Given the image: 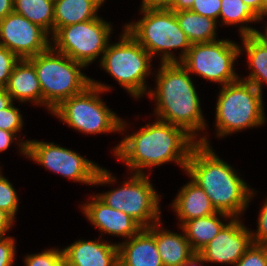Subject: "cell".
I'll return each instance as SVG.
<instances>
[{
	"instance_id": "obj_1",
	"label": "cell",
	"mask_w": 267,
	"mask_h": 266,
	"mask_svg": "<svg viewBox=\"0 0 267 266\" xmlns=\"http://www.w3.org/2000/svg\"><path fill=\"white\" fill-rule=\"evenodd\" d=\"M197 143L183 128L156 119L138 132L126 135L113 152L131 173L145 174L144 168L171 161L185 170L191 150Z\"/></svg>"
},
{
	"instance_id": "obj_2",
	"label": "cell",
	"mask_w": 267,
	"mask_h": 266,
	"mask_svg": "<svg viewBox=\"0 0 267 266\" xmlns=\"http://www.w3.org/2000/svg\"><path fill=\"white\" fill-rule=\"evenodd\" d=\"M185 172L205 191L216 211L232 218H238L256 194L231 165L213 152L206 136L192 148Z\"/></svg>"
},
{
	"instance_id": "obj_3",
	"label": "cell",
	"mask_w": 267,
	"mask_h": 266,
	"mask_svg": "<svg viewBox=\"0 0 267 266\" xmlns=\"http://www.w3.org/2000/svg\"><path fill=\"white\" fill-rule=\"evenodd\" d=\"M189 75L180 62L161 63L156 88L150 89L147 95L156 101L154 112L158 120L183 128L198 142L197 131L204 130L206 123Z\"/></svg>"
},
{
	"instance_id": "obj_4",
	"label": "cell",
	"mask_w": 267,
	"mask_h": 266,
	"mask_svg": "<svg viewBox=\"0 0 267 266\" xmlns=\"http://www.w3.org/2000/svg\"><path fill=\"white\" fill-rule=\"evenodd\" d=\"M33 63L42 91V105L52 113L64 100L79 94L91 84L81 72L85 66L50 47L29 58Z\"/></svg>"
},
{
	"instance_id": "obj_5",
	"label": "cell",
	"mask_w": 267,
	"mask_h": 266,
	"mask_svg": "<svg viewBox=\"0 0 267 266\" xmlns=\"http://www.w3.org/2000/svg\"><path fill=\"white\" fill-rule=\"evenodd\" d=\"M141 20L129 23L124 28L143 46L153 58L161 52V63L181 62L191 47L184 31L180 28L174 11L168 9L141 8ZM181 49L177 59L172 53L174 49Z\"/></svg>"
},
{
	"instance_id": "obj_6",
	"label": "cell",
	"mask_w": 267,
	"mask_h": 266,
	"mask_svg": "<svg viewBox=\"0 0 267 266\" xmlns=\"http://www.w3.org/2000/svg\"><path fill=\"white\" fill-rule=\"evenodd\" d=\"M110 86L91 79L82 92L64 100L52 113L71 128L85 134L121 132L126 123L100 99V94Z\"/></svg>"
},
{
	"instance_id": "obj_7",
	"label": "cell",
	"mask_w": 267,
	"mask_h": 266,
	"mask_svg": "<svg viewBox=\"0 0 267 266\" xmlns=\"http://www.w3.org/2000/svg\"><path fill=\"white\" fill-rule=\"evenodd\" d=\"M221 88L215 111L219 138L266 122L262 92L253 84L240 78Z\"/></svg>"
},
{
	"instance_id": "obj_8",
	"label": "cell",
	"mask_w": 267,
	"mask_h": 266,
	"mask_svg": "<svg viewBox=\"0 0 267 266\" xmlns=\"http://www.w3.org/2000/svg\"><path fill=\"white\" fill-rule=\"evenodd\" d=\"M24 141V142H23ZM20 140V152L26 158L35 161L50 171L88 185H104L116 182V178L107 169L84 158L77 152L54 144L38 140Z\"/></svg>"
},
{
	"instance_id": "obj_9",
	"label": "cell",
	"mask_w": 267,
	"mask_h": 266,
	"mask_svg": "<svg viewBox=\"0 0 267 266\" xmlns=\"http://www.w3.org/2000/svg\"><path fill=\"white\" fill-rule=\"evenodd\" d=\"M118 43L109 44L100 66L135 98L147 94L146 77L151 73L152 57L124 28Z\"/></svg>"
},
{
	"instance_id": "obj_10",
	"label": "cell",
	"mask_w": 267,
	"mask_h": 266,
	"mask_svg": "<svg viewBox=\"0 0 267 266\" xmlns=\"http://www.w3.org/2000/svg\"><path fill=\"white\" fill-rule=\"evenodd\" d=\"M111 32L109 22L98 17L59 28L51 35L54 44L51 47L87 67L104 53Z\"/></svg>"
},
{
	"instance_id": "obj_11",
	"label": "cell",
	"mask_w": 267,
	"mask_h": 266,
	"mask_svg": "<svg viewBox=\"0 0 267 266\" xmlns=\"http://www.w3.org/2000/svg\"><path fill=\"white\" fill-rule=\"evenodd\" d=\"M242 51L229 39L193 43L180 63L189 73L224 86L240 79L233 67Z\"/></svg>"
},
{
	"instance_id": "obj_12",
	"label": "cell",
	"mask_w": 267,
	"mask_h": 266,
	"mask_svg": "<svg viewBox=\"0 0 267 266\" xmlns=\"http://www.w3.org/2000/svg\"><path fill=\"white\" fill-rule=\"evenodd\" d=\"M96 196L107 206L131 216L143 228L160 222V196L145 174L133 173L121 187Z\"/></svg>"
},
{
	"instance_id": "obj_13",
	"label": "cell",
	"mask_w": 267,
	"mask_h": 266,
	"mask_svg": "<svg viewBox=\"0 0 267 266\" xmlns=\"http://www.w3.org/2000/svg\"><path fill=\"white\" fill-rule=\"evenodd\" d=\"M49 34L15 12L0 20V45L19 59H29L51 47Z\"/></svg>"
},
{
	"instance_id": "obj_14",
	"label": "cell",
	"mask_w": 267,
	"mask_h": 266,
	"mask_svg": "<svg viewBox=\"0 0 267 266\" xmlns=\"http://www.w3.org/2000/svg\"><path fill=\"white\" fill-rule=\"evenodd\" d=\"M238 218H231L200 253L205 262L235 265L253 244L251 231Z\"/></svg>"
},
{
	"instance_id": "obj_15",
	"label": "cell",
	"mask_w": 267,
	"mask_h": 266,
	"mask_svg": "<svg viewBox=\"0 0 267 266\" xmlns=\"http://www.w3.org/2000/svg\"><path fill=\"white\" fill-rule=\"evenodd\" d=\"M91 200L83 204L82 210L86 218L101 232L129 239L143 228L131 216L107 206L96 195Z\"/></svg>"
},
{
	"instance_id": "obj_16",
	"label": "cell",
	"mask_w": 267,
	"mask_h": 266,
	"mask_svg": "<svg viewBox=\"0 0 267 266\" xmlns=\"http://www.w3.org/2000/svg\"><path fill=\"white\" fill-rule=\"evenodd\" d=\"M68 266H119L118 244L77 240L63 249Z\"/></svg>"
},
{
	"instance_id": "obj_17",
	"label": "cell",
	"mask_w": 267,
	"mask_h": 266,
	"mask_svg": "<svg viewBox=\"0 0 267 266\" xmlns=\"http://www.w3.org/2000/svg\"><path fill=\"white\" fill-rule=\"evenodd\" d=\"M118 250L119 266H163L155 235L148 228L118 243Z\"/></svg>"
},
{
	"instance_id": "obj_18",
	"label": "cell",
	"mask_w": 267,
	"mask_h": 266,
	"mask_svg": "<svg viewBox=\"0 0 267 266\" xmlns=\"http://www.w3.org/2000/svg\"><path fill=\"white\" fill-rule=\"evenodd\" d=\"M13 102L30 101L42 105V91L33 63L29 59H20L11 72L5 87ZM15 99V100H14Z\"/></svg>"
},
{
	"instance_id": "obj_19",
	"label": "cell",
	"mask_w": 267,
	"mask_h": 266,
	"mask_svg": "<svg viewBox=\"0 0 267 266\" xmlns=\"http://www.w3.org/2000/svg\"><path fill=\"white\" fill-rule=\"evenodd\" d=\"M171 206L181 222L179 225L217 212L205 191L192 180L181 188Z\"/></svg>"
},
{
	"instance_id": "obj_20",
	"label": "cell",
	"mask_w": 267,
	"mask_h": 266,
	"mask_svg": "<svg viewBox=\"0 0 267 266\" xmlns=\"http://www.w3.org/2000/svg\"><path fill=\"white\" fill-rule=\"evenodd\" d=\"M158 225H161L160 222L151 225L148 229L155 235L157 249L163 266H178L181 262L188 260L194 251L184 231L182 230L183 235L177 234L169 230H163Z\"/></svg>"
},
{
	"instance_id": "obj_21",
	"label": "cell",
	"mask_w": 267,
	"mask_h": 266,
	"mask_svg": "<svg viewBox=\"0 0 267 266\" xmlns=\"http://www.w3.org/2000/svg\"><path fill=\"white\" fill-rule=\"evenodd\" d=\"M105 0H54V33L61 27L98 18Z\"/></svg>"
},
{
	"instance_id": "obj_22",
	"label": "cell",
	"mask_w": 267,
	"mask_h": 266,
	"mask_svg": "<svg viewBox=\"0 0 267 266\" xmlns=\"http://www.w3.org/2000/svg\"><path fill=\"white\" fill-rule=\"evenodd\" d=\"M241 37L248 57V69L251 70L249 76L241 80L253 84L262 92V83L267 84V42L259 33Z\"/></svg>"
},
{
	"instance_id": "obj_23",
	"label": "cell",
	"mask_w": 267,
	"mask_h": 266,
	"mask_svg": "<svg viewBox=\"0 0 267 266\" xmlns=\"http://www.w3.org/2000/svg\"><path fill=\"white\" fill-rule=\"evenodd\" d=\"M221 217L232 218L229 214L217 211L206 217L186 221L180 226L194 252H200L219 233L225 225L219 220Z\"/></svg>"
},
{
	"instance_id": "obj_24",
	"label": "cell",
	"mask_w": 267,
	"mask_h": 266,
	"mask_svg": "<svg viewBox=\"0 0 267 266\" xmlns=\"http://www.w3.org/2000/svg\"><path fill=\"white\" fill-rule=\"evenodd\" d=\"M175 14L180 28L184 31L191 44L216 40V20L199 15L191 10H183L175 12Z\"/></svg>"
},
{
	"instance_id": "obj_25",
	"label": "cell",
	"mask_w": 267,
	"mask_h": 266,
	"mask_svg": "<svg viewBox=\"0 0 267 266\" xmlns=\"http://www.w3.org/2000/svg\"><path fill=\"white\" fill-rule=\"evenodd\" d=\"M13 12L54 34V0H14Z\"/></svg>"
},
{
	"instance_id": "obj_26",
	"label": "cell",
	"mask_w": 267,
	"mask_h": 266,
	"mask_svg": "<svg viewBox=\"0 0 267 266\" xmlns=\"http://www.w3.org/2000/svg\"><path fill=\"white\" fill-rule=\"evenodd\" d=\"M219 17L222 18V24L240 25V35H250L259 31L246 25L261 20V17L242 0H221V8ZM245 24L246 26H244Z\"/></svg>"
},
{
	"instance_id": "obj_27",
	"label": "cell",
	"mask_w": 267,
	"mask_h": 266,
	"mask_svg": "<svg viewBox=\"0 0 267 266\" xmlns=\"http://www.w3.org/2000/svg\"><path fill=\"white\" fill-rule=\"evenodd\" d=\"M18 195L13 185L0 174V209L9 213L14 219L18 210Z\"/></svg>"
},
{
	"instance_id": "obj_28",
	"label": "cell",
	"mask_w": 267,
	"mask_h": 266,
	"mask_svg": "<svg viewBox=\"0 0 267 266\" xmlns=\"http://www.w3.org/2000/svg\"><path fill=\"white\" fill-rule=\"evenodd\" d=\"M63 259V249L50 248L39 254L27 255L24 263L26 266H57Z\"/></svg>"
},
{
	"instance_id": "obj_29",
	"label": "cell",
	"mask_w": 267,
	"mask_h": 266,
	"mask_svg": "<svg viewBox=\"0 0 267 266\" xmlns=\"http://www.w3.org/2000/svg\"><path fill=\"white\" fill-rule=\"evenodd\" d=\"M22 127V115L20 110L14 107L13 103L9 107L0 110V129L17 134Z\"/></svg>"
},
{
	"instance_id": "obj_30",
	"label": "cell",
	"mask_w": 267,
	"mask_h": 266,
	"mask_svg": "<svg viewBox=\"0 0 267 266\" xmlns=\"http://www.w3.org/2000/svg\"><path fill=\"white\" fill-rule=\"evenodd\" d=\"M234 266H267V245L252 244Z\"/></svg>"
},
{
	"instance_id": "obj_31",
	"label": "cell",
	"mask_w": 267,
	"mask_h": 266,
	"mask_svg": "<svg viewBox=\"0 0 267 266\" xmlns=\"http://www.w3.org/2000/svg\"><path fill=\"white\" fill-rule=\"evenodd\" d=\"M19 60L9 49L0 45V89L6 87L11 72Z\"/></svg>"
},
{
	"instance_id": "obj_32",
	"label": "cell",
	"mask_w": 267,
	"mask_h": 266,
	"mask_svg": "<svg viewBox=\"0 0 267 266\" xmlns=\"http://www.w3.org/2000/svg\"><path fill=\"white\" fill-rule=\"evenodd\" d=\"M221 0H194L191 11L219 21Z\"/></svg>"
},
{
	"instance_id": "obj_33",
	"label": "cell",
	"mask_w": 267,
	"mask_h": 266,
	"mask_svg": "<svg viewBox=\"0 0 267 266\" xmlns=\"http://www.w3.org/2000/svg\"><path fill=\"white\" fill-rule=\"evenodd\" d=\"M15 239L0 237V266H12L15 260Z\"/></svg>"
},
{
	"instance_id": "obj_34",
	"label": "cell",
	"mask_w": 267,
	"mask_h": 266,
	"mask_svg": "<svg viewBox=\"0 0 267 266\" xmlns=\"http://www.w3.org/2000/svg\"><path fill=\"white\" fill-rule=\"evenodd\" d=\"M253 244L267 245V212L262 208L258 216L257 230L251 231Z\"/></svg>"
},
{
	"instance_id": "obj_35",
	"label": "cell",
	"mask_w": 267,
	"mask_h": 266,
	"mask_svg": "<svg viewBox=\"0 0 267 266\" xmlns=\"http://www.w3.org/2000/svg\"><path fill=\"white\" fill-rule=\"evenodd\" d=\"M14 218L6 211L0 209V237H4L14 222Z\"/></svg>"
},
{
	"instance_id": "obj_36",
	"label": "cell",
	"mask_w": 267,
	"mask_h": 266,
	"mask_svg": "<svg viewBox=\"0 0 267 266\" xmlns=\"http://www.w3.org/2000/svg\"><path fill=\"white\" fill-rule=\"evenodd\" d=\"M173 0H142L141 8L168 9Z\"/></svg>"
},
{
	"instance_id": "obj_37",
	"label": "cell",
	"mask_w": 267,
	"mask_h": 266,
	"mask_svg": "<svg viewBox=\"0 0 267 266\" xmlns=\"http://www.w3.org/2000/svg\"><path fill=\"white\" fill-rule=\"evenodd\" d=\"M16 136L13 132L0 129V152L7 150L14 139L17 140Z\"/></svg>"
},
{
	"instance_id": "obj_38",
	"label": "cell",
	"mask_w": 267,
	"mask_h": 266,
	"mask_svg": "<svg viewBox=\"0 0 267 266\" xmlns=\"http://www.w3.org/2000/svg\"><path fill=\"white\" fill-rule=\"evenodd\" d=\"M194 0H173L168 10L179 12L183 10H191Z\"/></svg>"
},
{
	"instance_id": "obj_39",
	"label": "cell",
	"mask_w": 267,
	"mask_h": 266,
	"mask_svg": "<svg viewBox=\"0 0 267 266\" xmlns=\"http://www.w3.org/2000/svg\"><path fill=\"white\" fill-rule=\"evenodd\" d=\"M204 257L200 252H193V254L188 258V260L181 262L178 266H204ZM199 264V265H198Z\"/></svg>"
},
{
	"instance_id": "obj_40",
	"label": "cell",
	"mask_w": 267,
	"mask_h": 266,
	"mask_svg": "<svg viewBox=\"0 0 267 266\" xmlns=\"http://www.w3.org/2000/svg\"><path fill=\"white\" fill-rule=\"evenodd\" d=\"M261 17L265 8L266 0H242Z\"/></svg>"
},
{
	"instance_id": "obj_41",
	"label": "cell",
	"mask_w": 267,
	"mask_h": 266,
	"mask_svg": "<svg viewBox=\"0 0 267 266\" xmlns=\"http://www.w3.org/2000/svg\"><path fill=\"white\" fill-rule=\"evenodd\" d=\"M14 0H0V20L13 12Z\"/></svg>"
},
{
	"instance_id": "obj_42",
	"label": "cell",
	"mask_w": 267,
	"mask_h": 266,
	"mask_svg": "<svg viewBox=\"0 0 267 266\" xmlns=\"http://www.w3.org/2000/svg\"><path fill=\"white\" fill-rule=\"evenodd\" d=\"M12 103L13 100L6 89H0V110L9 107Z\"/></svg>"
},
{
	"instance_id": "obj_43",
	"label": "cell",
	"mask_w": 267,
	"mask_h": 266,
	"mask_svg": "<svg viewBox=\"0 0 267 266\" xmlns=\"http://www.w3.org/2000/svg\"><path fill=\"white\" fill-rule=\"evenodd\" d=\"M264 16H267V0H266V4H265V8H264L263 14L261 16V20L264 18Z\"/></svg>"
},
{
	"instance_id": "obj_44",
	"label": "cell",
	"mask_w": 267,
	"mask_h": 266,
	"mask_svg": "<svg viewBox=\"0 0 267 266\" xmlns=\"http://www.w3.org/2000/svg\"><path fill=\"white\" fill-rule=\"evenodd\" d=\"M266 29H265V32H264V34L263 33H261V32H258L265 40H266V42H267V26L265 27Z\"/></svg>"
},
{
	"instance_id": "obj_45",
	"label": "cell",
	"mask_w": 267,
	"mask_h": 266,
	"mask_svg": "<svg viewBox=\"0 0 267 266\" xmlns=\"http://www.w3.org/2000/svg\"><path fill=\"white\" fill-rule=\"evenodd\" d=\"M57 266H68L66 261L63 259Z\"/></svg>"
},
{
	"instance_id": "obj_46",
	"label": "cell",
	"mask_w": 267,
	"mask_h": 266,
	"mask_svg": "<svg viewBox=\"0 0 267 266\" xmlns=\"http://www.w3.org/2000/svg\"><path fill=\"white\" fill-rule=\"evenodd\" d=\"M262 208L267 212V199H266V201L264 202Z\"/></svg>"
}]
</instances>
